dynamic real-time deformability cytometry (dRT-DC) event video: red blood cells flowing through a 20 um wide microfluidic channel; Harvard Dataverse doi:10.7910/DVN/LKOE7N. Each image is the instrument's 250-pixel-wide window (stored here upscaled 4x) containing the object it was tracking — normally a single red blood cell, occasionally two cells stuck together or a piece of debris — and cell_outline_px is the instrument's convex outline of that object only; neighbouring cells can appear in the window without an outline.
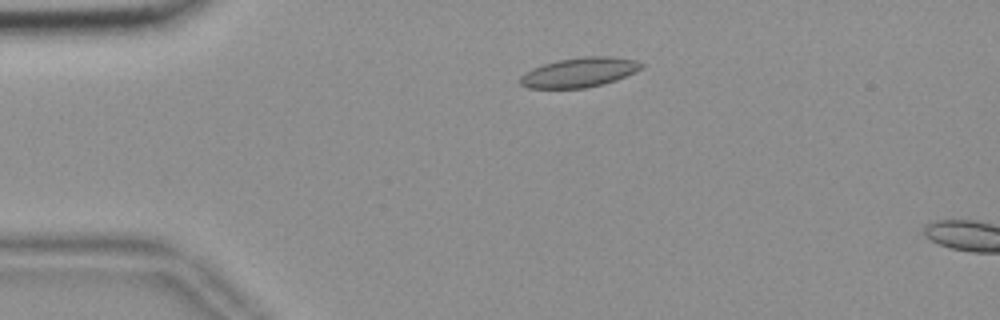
{"species": "common noctule bat (a hibernating species)", "species_latin": "Nyctalus noctula", "temperature_condition": "room temperature", "stored_images_in_passage": 14, "camera_frame_rate_fps": 3000, "um_per_image_px": 0.085, "animal": {"sex": "female", "body_mass_g": 18.4}, "frame": {"image": 1, "passage_image": 10, "time_ms": 3.0, "image_size_px": [1000, 320], "cell_outline_px": [[644, 68], [636, 72], [616, 80], [584, 88], [528, 88], [520, 84], [516, 80], [524, 72], [532, 68], [556, 60], [580, 56], [612, 56], [636, 60], [644, 64]], "centroid_in_image_um": [49.23, 6.14], "position_along_channel_um": 35.8, "area_um2": 21.21}}